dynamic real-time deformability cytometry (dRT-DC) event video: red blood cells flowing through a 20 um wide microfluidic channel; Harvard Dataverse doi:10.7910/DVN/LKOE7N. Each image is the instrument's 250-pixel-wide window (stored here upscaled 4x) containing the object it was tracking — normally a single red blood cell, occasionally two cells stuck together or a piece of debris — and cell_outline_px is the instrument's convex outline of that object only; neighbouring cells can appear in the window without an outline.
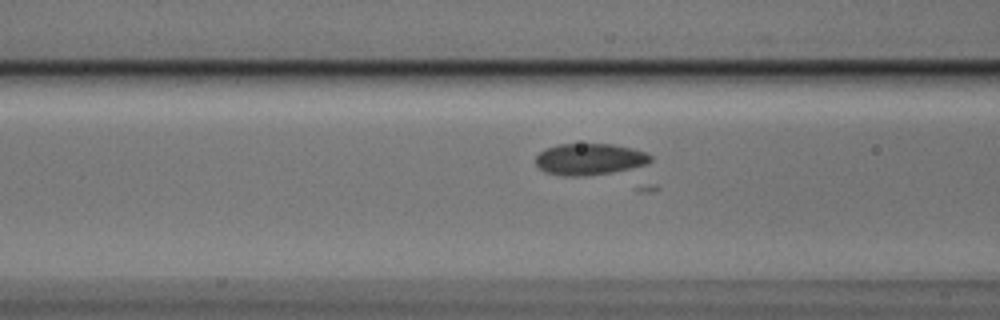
{"species": "Egyptian fruit bat (a non-hibernating species)", "species_latin": "Rousettus aegyptiacus", "temperature_condition": "cold", "stored_images_in_passage": 14, "camera_frame_rate_fps": 3000, "um_per_image_px": 0.085, "animal": {"sex": "male"}, "frame": {"image": 1, "passage_image": 12, "time_ms": 3.667, "image_size_px": [1000, 320], "cell_outline_px": [[652, 160], [648, 164], [632, 168], [612, 172], [584, 176], [564, 176], [544, 172], [536, 164], [536, 156], [544, 148], [556, 144], [612, 144], [632, 148], [644, 152], [652, 156]], "centroid_in_image_um": [50.1, 13.53], "position_along_channel_um": 116.5, "area_um2": 21.21}}